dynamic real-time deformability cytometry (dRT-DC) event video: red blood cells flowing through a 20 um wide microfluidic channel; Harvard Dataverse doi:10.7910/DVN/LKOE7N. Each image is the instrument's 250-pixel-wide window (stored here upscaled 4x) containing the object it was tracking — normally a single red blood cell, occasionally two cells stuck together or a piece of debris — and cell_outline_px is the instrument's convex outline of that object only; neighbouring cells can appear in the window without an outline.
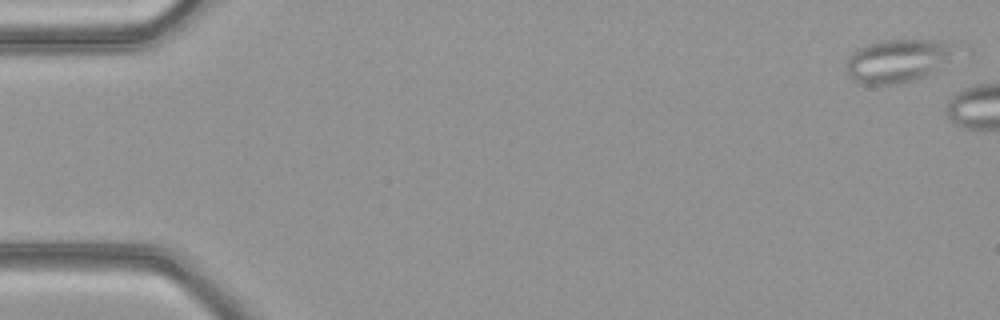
{"species": "common noctule bat (a hibernating species)", "species_latin": "Nyctalus noctula", "temperature_condition": "warm", "stored_images_in_passage": 5, "camera_frame_rate_fps": 3000, "um_per_image_px": 0.085, "animal": {"sex": "female", "body_mass_g": 21.9}, "frame": {"image": 1, "passage_image": 1, "time_ms": 0.0, "image_size_px": [1000, 320], "cell_outline_px": [[956, 48], [944, 68], [920, 80], [900, 84], [856, 84], [852, 80], [848, 72], [848, 56], [856, 48], [880, 40], [932, 40], [956, 44]], "centroid_in_image_um": [76.34, 5.19], "position_along_channel_um": 8.7, "area_um2": 28.03}}